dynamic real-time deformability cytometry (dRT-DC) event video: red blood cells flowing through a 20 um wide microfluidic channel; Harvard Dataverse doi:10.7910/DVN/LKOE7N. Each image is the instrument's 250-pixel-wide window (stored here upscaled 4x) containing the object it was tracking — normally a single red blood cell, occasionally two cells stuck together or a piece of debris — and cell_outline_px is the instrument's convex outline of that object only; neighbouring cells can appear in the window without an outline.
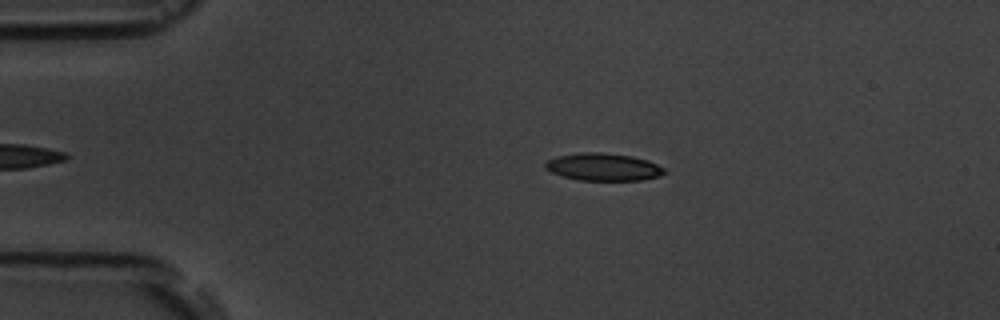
{"species": "common noctule bat (a hibernating species)", "species_latin": "Nyctalus noctula", "temperature_condition": "room temperature", "stored_images_in_passage": 6, "camera_frame_rate_fps": 3000, "um_per_image_px": 0.085, "animal": {"sex": "male", "body_mass_g": 19.5, "forearm_length_mm": 54.6}, "frame": {"image": 1, "passage_image": 1, "time_ms": 0.0, "image_size_px": [1000, 320], "cell_outline_px": [[668, 172], [660, 176], [640, 180], [576, 180], [552, 172], [544, 168], [544, 164], [548, 160], [556, 156], [580, 152], [600, 152], [632, 156], [648, 160], [664, 168]], "centroid_in_image_um": [51.28, 14.19], "position_along_channel_um": 33.7, "area_um2": 19.13}}
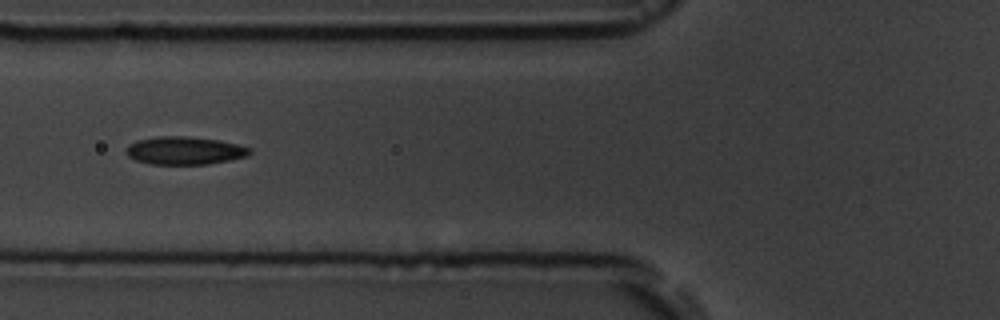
{"frame": {"image": 2, "passage_image": 4, "time_ms": 3.333, "image_size_px": [1000, 320], "cell_outline_px": [[252, 152], [248, 156], [208, 164], [152, 164], [136, 160], [128, 156], [124, 152], [128, 144], [136, 140], [160, 136], [184, 136], [220, 140], [252, 148]], "centroid_in_image_um": [15.68, 12.79], "position_along_channel_um": 110.1, "area_um2": 20.17}}
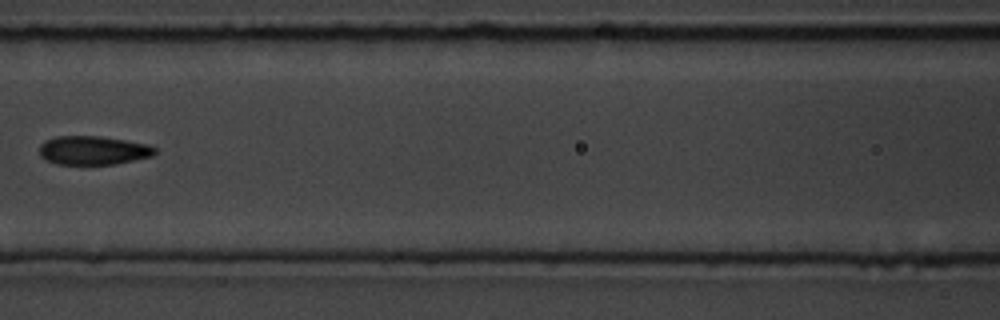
{"frame": {"image": 3, "passage_image": 5, "time_ms": 4.667, "image_size_px": [1000, 320], "cell_outline_px": [[156, 152], [152, 156], [116, 164], [56, 164], [40, 156], [40, 144], [44, 140], [56, 136], [100, 136], [148, 144], [156, 148]], "centroid_in_image_um": [7.91, 12.77], "position_along_channel_um": 158.7, "area_um2": 19.36}}